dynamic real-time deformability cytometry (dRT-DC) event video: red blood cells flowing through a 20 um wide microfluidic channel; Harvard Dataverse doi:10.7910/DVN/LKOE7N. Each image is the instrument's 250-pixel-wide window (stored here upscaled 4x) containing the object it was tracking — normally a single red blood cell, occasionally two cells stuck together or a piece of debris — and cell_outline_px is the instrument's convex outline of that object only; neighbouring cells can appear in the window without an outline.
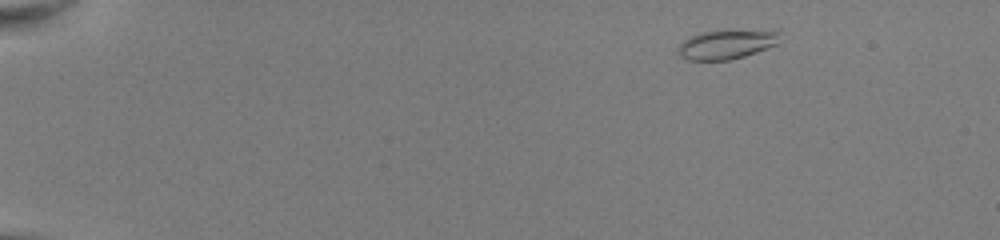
{"species": "common noctule bat (a hibernating species)", "species_latin": "Nyctalus noctula", "temperature_condition": "room temperature", "stored_images_in_passage": 48, "camera_frame_rate_fps": 3000, "um_per_image_px": 0.085, "animal": {"sex": "female", "body_mass_g": 22.0, "forearm_length_mm": 56.7}, "frame": {"image": 1, "passage_image": 4, "time_ms": 1.0, "image_size_px": [1000, 240], "cell_outline_px": [[780, 32], [776, 44], [744, 56], [728, 60], [688, 60], [680, 56], [676, 52], [680, 44], [684, 40], [700, 32], [720, 28], [780, 28]], "centroid_in_image_um": [61.82, 3.68], "position_along_channel_um": 23.2, "area_um2": 18.38}}
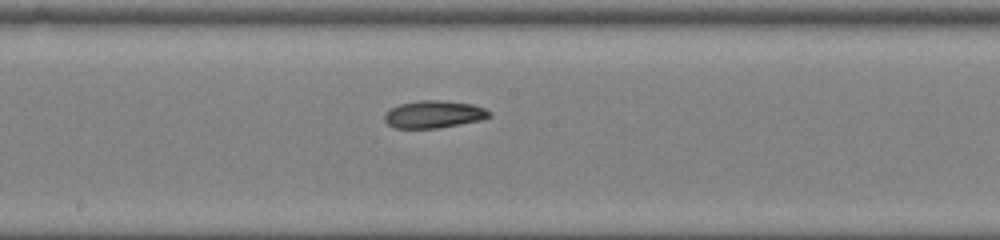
{"frame": {"image": 2, "passage_image": 27, "time_ms": 8.667, "image_size_px": [1000, 240], "cell_outline_px": [[492, 116], [480, 120], [440, 128], [396, 128], [388, 124], [384, 120], [384, 116], [392, 108], [400, 104], [420, 100], [440, 100], [472, 104], [484, 108], [492, 112]], "centroid_in_image_um": [36.91, 9.72], "position_along_channel_um": 211.3, "area_um2": 16.65}}
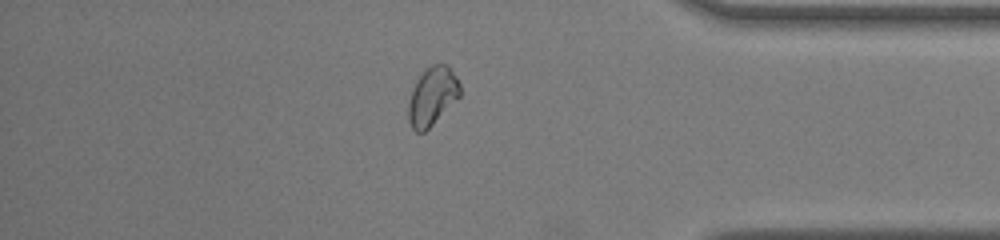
{"frame": {"image": 3, "passage_image": 42, "time_ms": 13.667, "image_size_px": [1000, 240], "cell_outline_px": [[460, 96], [424, 132], [416, 132], [412, 128], [408, 120], [408, 104], [412, 88], [416, 80], [432, 64], [448, 64], [456, 76], [460, 84]], "centroid_in_image_um": [36.74, 8.17], "position_along_channel_um": 398.5, "area_um2": 17.34}, "authors_computed_cell_mechanics": {"area_um2": 17.051, "velocity_mm_per_s": 4.0496, "shape_relaxation_time_tau1_ms": null, "shape_relaxation_time_tau2_ms": 6.3392, "deformation_change_tau1": null, "deformation_change_tau2": 0.1227}}